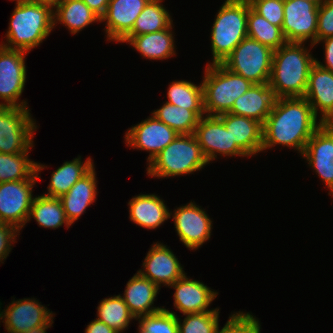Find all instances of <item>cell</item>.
I'll use <instances>...</instances> for the list:
<instances>
[{"mask_svg": "<svg viewBox=\"0 0 333 333\" xmlns=\"http://www.w3.org/2000/svg\"><path fill=\"white\" fill-rule=\"evenodd\" d=\"M202 86L204 110L208 116L228 113L241 95L253 85L249 80L227 69L222 63H207Z\"/></svg>", "mask_w": 333, "mask_h": 333, "instance_id": "8992f818", "label": "cell"}, {"mask_svg": "<svg viewBox=\"0 0 333 333\" xmlns=\"http://www.w3.org/2000/svg\"><path fill=\"white\" fill-rule=\"evenodd\" d=\"M15 1V0H12ZM32 2V0H16L15 3Z\"/></svg>", "mask_w": 333, "mask_h": 333, "instance_id": "681fc988", "label": "cell"}, {"mask_svg": "<svg viewBox=\"0 0 333 333\" xmlns=\"http://www.w3.org/2000/svg\"><path fill=\"white\" fill-rule=\"evenodd\" d=\"M151 114L178 134H194L199 119L206 115L205 110H188L167 102Z\"/></svg>", "mask_w": 333, "mask_h": 333, "instance_id": "4dcf8cb0", "label": "cell"}, {"mask_svg": "<svg viewBox=\"0 0 333 333\" xmlns=\"http://www.w3.org/2000/svg\"><path fill=\"white\" fill-rule=\"evenodd\" d=\"M85 333H118L103 322L94 319L87 325Z\"/></svg>", "mask_w": 333, "mask_h": 333, "instance_id": "ee69618b", "label": "cell"}, {"mask_svg": "<svg viewBox=\"0 0 333 333\" xmlns=\"http://www.w3.org/2000/svg\"><path fill=\"white\" fill-rule=\"evenodd\" d=\"M62 0H32L34 3L45 4L51 6L53 9L61 2Z\"/></svg>", "mask_w": 333, "mask_h": 333, "instance_id": "7dc6e473", "label": "cell"}, {"mask_svg": "<svg viewBox=\"0 0 333 333\" xmlns=\"http://www.w3.org/2000/svg\"><path fill=\"white\" fill-rule=\"evenodd\" d=\"M273 53L271 48L247 36L222 64L252 84L269 83Z\"/></svg>", "mask_w": 333, "mask_h": 333, "instance_id": "52a82bcc", "label": "cell"}, {"mask_svg": "<svg viewBox=\"0 0 333 333\" xmlns=\"http://www.w3.org/2000/svg\"><path fill=\"white\" fill-rule=\"evenodd\" d=\"M1 305L0 302V320H3L8 333H25L48 322L55 315L35 298L13 299L3 310Z\"/></svg>", "mask_w": 333, "mask_h": 333, "instance_id": "2e32d148", "label": "cell"}, {"mask_svg": "<svg viewBox=\"0 0 333 333\" xmlns=\"http://www.w3.org/2000/svg\"><path fill=\"white\" fill-rule=\"evenodd\" d=\"M306 1H309V2H312L314 3L316 6H321L326 0H306Z\"/></svg>", "mask_w": 333, "mask_h": 333, "instance_id": "c3c4849f", "label": "cell"}, {"mask_svg": "<svg viewBox=\"0 0 333 333\" xmlns=\"http://www.w3.org/2000/svg\"><path fill=\"white\" fill-rule=\"evenodd\" d=\"M194 136L209 163L217 158V154L248 158L236 142H232L229 130L218 116H202L195 128Z\"/></svg>", "mask_w": 333, "mask_h": 333, "instance_id": "7c38bea8", "label": "cell"}, {"mask_svg": "<svg viewBox=\"0 0 333 333\" xmlns=\"http://www.w3.org/2000/svg\"><path fill=\"white\" fill-rule=\"evenodd\" d=\"M247 33L248 37L271 48L273 51L278 50L286 43L282 29L272 25L251 6L248 9Z\"/></svg>", "mask_w": 333, "mask_h": 333, "instance_id": "d6a6232c", "label": "cell"}, {"mask_svg": "<svg viewBox=\"0 0 333 333\" xmlns=\"http://www.w3.org/2000/svg\"><path fill=\"white\" fill-rule=\"evenodd\" d=\"M305 43L286 42L273 53L269 85L279 98L304 97L310 70L316 63Z\"/></svg>", "mask_w": 333, "mask_h": 333, "instance_id": "7a4b0ae2", "label": "cell"}, {"mask_svg": "<svg viewBox=\"0 0 333 333\" xmlns=\"http://www.w3.org/2000/svg\"><path fill=\"white\" fill-rule=\"evenodd\" d=\"M217 333H244V312H235L229 316L228 321Z\"/></svg>", "mask_w": 333, "mask_h": 333, "instance_id": "60d3db41", "label": "cell"}, {"mask_svg": "<svg viewBox=\"0 0 333 333\" xmlns=\"http://www.w3.org/2000/svg\"><path fill=\"white\" fill-rule=\"evenodd\" d=\"M35 219L40 227L57 229L64 224L67 229L71 226L68 221L60 198L45 195L35 196L30 208L27 222Z\"/></svg>", "mask_w": 333, "mask_h": 333, "instance_id": "f546056e", "label": "cell"}, {"mask_svg": "<svg viewBox=\"0 0 333 333\" xmlns=\"http://www.w3.org/2000/svg\"><path fill=\"white\" fill-rule=\"evenodd\" d=\"M241 1H245V2H247V3H250V2H252L253 0H241Z\"/></svg>", "mask_w": 333, "mask_h": 333, "instance_id": "f907efd6", "label": "cell"}, {"mask_svg": "<svg viewBox=\"0 0 333 333\" xmlns=\"http://www.w3.org/2000/svg\"><path fill=\"white\" fill-rule=\"evenodd\" d=\"M186 275L185 273L169 286L175 290L174 307L183 315L215 310H208V307L217 297L218 292L203 282L188 278Z\"/></svg>", "mask_w": 333, "mask_h": 333, "instance_id": "d6986e66", "label": "cell"}, {"mask_svg": "<svg viewBox=\"0 0 333 333\" xmlns=\"http://www.w3.org/2000/svg\"><path fill=\"white\" fill-rule=\"evenodd\" d=\"M162 2L163 0H149L127 36H139L168 29L173 20Z\"/></svg>", "mask_w": 333, "mask_h": 333, "instance_id": "1f68e13d", "label": "cell"}, {"mask_svg": "<svg viewBox=\"0 0 333 333\" xmlns=\"http://www.w3.org/2000/svg\"><path fill=\"white\" fill-rule=\"evenodd\" d=\"M100 18L105 14L109 0H82Z\"/></svg>", "mask_w": 333, "mask_h": 333, "instance_id": "f6af8a7d", "label": "cell"}, {"mask_svg": "<svg viewBox=\"0 0 333 333\" xmlns=\"http://www.w3.org/2000/svg\"><path fill=\"white\" fill-rule=\"evenodd\" d=\"M333 197V123H323L307 142L301 155Z\"/></svg>", "mask_w": 333, "mask_h": 333, "instance_id": "9a60e30c", "label": "cell"}, {"mask_svg": "<svg viewBox=\"0 0 333 333\" xmlns=\"http://www.w3.org/2000/svg\"><path fill=\"white\" fill-rule=\"evenodd\" d=\"M317 118L304 97L279 98L263 124L262 152L282 145L302 155L309 139L323 124Z\"/></svg>", "mask_w": 333, "mask_h": 333, "instance_id": "6da1fadb", "label": "cell"}, {"mask_svg": "<svg viewBox=\"0 0 333 333\" xmlns=\"http://www.w3.org/2000/svg\"><path fill=\"white\" fill-rule=\"evenodd\" d=\"M29 153L6 154L0 152V183L26 179H41L40 171L47 168L28 157Z\"/></svg>", "mask_w": 333, "mask_h": 333, "instance_id": "f1b7e54d", "label": "cell"}, {"mask_svg": "<svg viewBox=\"0 0 333 333\" xmlns=\"http://www.w3.org/2000/svg\"><path fill=\"white\" fill-rule=\"evenodd\" d=\"M37 127L30 108L0 106V152L29 153Z\"/></svg>", "mask_w": 333, "mask_h": 333, "instance_id": "ba28073f", "label": "cell"}, {"mask_svg": "<svg viewBox=\"0 0 333 333\" xmlns=\"http://www.w3.org/2000/svg\"><path fill=\"white\" fill-rule=\"evenodd\" d=\"M143 269L137 271L141 276L151 280L157 287H169L181 278L185 271L172 250L163 243L156 242L148 251Z\"/></svg>", "mask_w": 333, "mask_h": 333, "instance_id": "e0dca14e", "label": "cell"}, {"mask_svg": "<svg viewBox=\"0 0 333 333\" xmlns=\"http://www.w3.org/2000/svg\"><path fill=\"white\" fill-rule=\"evenodd\" d=\"M259 320L249 312L244 313V333H261Z\"/></svg>", "mask_w": 333, "mask_h": 333, "instance_id": "7bdbcfd3", "label": "cell"}, {"mask_svg": "<svg viewBox=\"0 0 333 333\" xmlns=\"http://www.w3.org/2000/svg\"><path fill=\"white\" fill-rule=\"evenodd\" d=\"M278 99L275 89L269 83L253 84L247 92L234 101L228 113L249 117L264 124Z\"/></svg>", "mask_w": 333, "mask_h": 333, "instance_id": "44dd1931", "label": "cell"}, {"mask_svg": "<svg viewBox=\"0 0 333 333\" xmlns=\"http://www.w3.org/2000/svg\"><path fill=\"white\" fill-rule=\"evenodd\" d=\"M251 7L272 25L282 27L284 0H253Z\"/></svg>", "mask_w": 333, "mask_h": 333, "instance_id": "74e56055", "label": "cell"}, {"mask_svg": "<svg viewBox=\"0 0 333 333\" xmlns=\"http://www.w3.org/2000/svg\"><path fill=\"white\" fill-rule=\"evenodd\" d=\"M54 29L53 8L34 2L16 3L6 42L0 45L28 52L42 43Z\"/></svg>", "mask_w": 333, "mask_h": 333, "instance_id": "3957f363", "label": "cell"}, {"mask_svg": "<svg viewBox=\"0 0 333 333\" xmlns=\"http://www.w3.org/2000/svg\"><path fill=\"white\" fill-rule=\"evenodd\" d=\"M20 230L13 224L0 223V262L4 263L11 252ZM14 242V243H13ZM12 246V247H11Z\"/></svg>", "mask_w": 333, "mask_h": 333, "instance_id": "ab89813d", "label": "cell"}, {"mask_svg": "<svg viewBox=\"0 0 333 333\" xmlns=\"http://www.w3.org/2000/svg\"><path fill=\"white\" fill-rule=\"evenodd\" d=\"M97 177L93 166L69 191L60 197L66 217L72 225L96 201Z\"/></svg>", "mask_w": 333, "mask_h": 333, "instance_id": "cb8c5ba5", "label": "cell"}, {"mask_svg": "<svg viewBox=\"0 0 333 333\" xmlns=\"http://www.w3.org/2000/svg\"><path fill=\"white\" fill-rule=\"evenodd\" d=\"M149 0H109L101 23L108 41L121 42L132 30L136 18Z\"/></svg>", "mask_w": 333, "mask_h": 333, "instance_id": "ac0fdd59", "label": "cell"}, {"mask_svg": "<svg viewBox=\"0 0 333 333\" xmlns=\"http://www.w3.org/2000/svg\"><path fill=\"white\" fill-rule=\"evenodd\" d=\"M161 288L138 272L127 282L123 296L131 314L138 317L156 313L164 308L154 307V301Z\"/></svg>", "mask_w": 333, "mask_h": 333, "instance_id": "603a6c76", "label": "cell"}, {"mask_svg": "<svg viewBox=\"0 0 333 333\" xmlns=\"http://www.w3.org/2000/svg\"><path fill=\"white\" fill-rule=\"evenodd\" d=\"M167 103L188 110H204L202 82L198 86L191 81L179 80L169 84Z\"/></svg>", "mask_w": 333, "mask_h": 333, "instance_id": "e575fe53", "label": "cell"}, {"mask_svg": "<svg viewBox=\"0 0 333 333\" xmlns=\"http://www.w3.org/2000/svg\"><path fill=\"white\" fill-rule=\"evenodd\" d=\"M173 25L168 29L139 36H126L121 43H128L141 56L149 60H163L176 55Z\"/></svg>", "mask_w": 333, "mask_h": 333, "instance_id": "484cf974", "label": "cell"}, {"mask_svg": "<svg viewBox=\"0 0 333 333\" xmlns=\"http://www.w3.org/2000/svg\"><path fill=\"white\" fill-rule=\"evenodd\" d=\"M207 164L194 134H179L148 164L147 175L168 178L193 174Z\"/></svg>", "mask_w": 333, "mask_h": 333, "instance_id": "277c9868", "label": "cell"}, {"mask_svg": "<svg viewBox=\"0 0 333 333\" xmlns=\"http://www.w3.org/2000/svg\"><path fill=\"white\" fill-rule=\"evenodd\" d=\"M320 42L324 43L325 45L323 47L324 49V56H325V64H322L319 60H316V63L330 71V72H333V36L331 37H327V38H324V39H321L319 41L316 42V44H319Z\"/></svg>", "mask_w": 333, "mask_h": 333, "instance_id": "b9f144b4", "label": "cell"}, {"mask_svg": "<svg viewBox=\"0 0 333 333\" xmlns=\"http://www.w3.org/2000/svg\"><path fill=\"white\" fill-rule=\"evenodd\" d=\"M304 98L320 121L326 124L333 123V72L315 63L310 70ZM318 113H321V117Z\"/></svg>", "mask_w": 333, "mask_h": 333, "instance_id": "ffe728a7", "label": "cell"}, {"mask_svg": "<svg viewBox=\"0 0 333 333\" xmlns=\"http://www.w3.org/2000/svg\"><path fill=\"white\" fill-rule=\"evenodd\" d=\"M96 319L108 325L118 333H122L126 330L132 319L136 320L129 311L121 294L101 300L97 307Z\"/></svg>", "mask_w": 333, "mask_h": 333, "instance_id": "836d02e7", "label": "cell"}, {"mask_svg": "<svg viewBox=\"0 0 333 333\" xmlns=\"http://www.w3.org/2000/svg\"><path fill=\"white\" fill-rule=\"evenodd\" d=\"M53 18L54 28L57 23L62 24L73 35L93 22H101V18L82 0H62L53 9Z\"/></svg>", "mask_w": 333, "mask_h": 333, "instance_id": "4316f807", "label": "cell"}, {"mask_svg": "<svg viewBox=\"0 0 333 333\" xmlns=\"http://www.w3.org/2000/svg\"><path fill=\"white\" fill-rule=\"evenodd\" d=\"M219 313V308H215L213 311L184 314V320L177 316L178 333H217Z\"/></svg>", "mask_w": 333, "mask_h": 333, "instance_id": "d590c367", "label": "cell"}, {"mask_svg": "<svg viewBox=\"0 0 333 333\" xmlns=\"http://www.w3.org/2000/svg\"><path fill=\"white\" fill-rule=\"evenodd\" d=\"M179 134L159 121L154 115L129 128L125 133L126 145L149 152L148 164Z\"/></svg>", "mask_w": 333, "mask_h": 333, "instance_id": "5bb4252c", "label": "cell"}, {"mask_svg": "<svg viewBox=\"0 0 333 333\" xmlns=\"http://www.w3.org/2000/svg\"><path fill=\"white\" fill-rule=\"evenodd\" d=\"M195 202L175 209L172 215L180 241L189 250H196L211 237L212 220Z\"/></svg>", "mask_w": 333, "mask_h": 333, "instance_id": "4fadbf2b", "label": "cell"}, {"mask_svg": "<svg viewBox=\"0 0 333 333\" xmlns=\"http://www.w3.org/2000/svg\"><path fill=\"white\" fill-rule=\"evenodd\" d=\"M333 36V0H326L318 9L316 42Z\"/></svg>", "mask_w": 333, "mask_h": 333, "instance_id": "f35d334b", "label": "cell"}, {"mask_svg": "<svg viewBox=\"0 0 333 333\" xmlns=\"http://www.w3.org/2000/svg\"><path fill=\"white\" fill-rule=\"evenodd\" d=\"M138 333H178L177 314L166 308L138 317Z\"/></svg>", "mask_w": 333, "mask_h": 333, "instance_id": "8d00e7d4", "label": "cell"}, {"mask_svg": "<svg viewBox=\"0 0 333 333\" xmlns=\"http://www.w3.org/2000/svg\"><path fill=\"white\" fill-rule=\"evenodd\" d=\"M318 9L314 3L306 0H284V21L282 33L286 42L316 45Z\"/></svg>", "mask_w": 333, "mask_h": 333, "instance_id": "30bf717a", "label": "cell"}, {"mask_svg": "<svg viewBox=\"0 0 333 333\" xmlns=\"http://www.w3.org/2000/svg\"><path fill=\"white\" fill-rule=\"evenodd\" d=\"M53 319H54V317H52L48 322H46L38 327L32 328L31 330L26 331L25 333H47L46 332L47 329L52 327V323H54Z\"/></svg>", "mask_w": 333, "mask_h": 333, "instance_id": "bcb514c9", "label": "cell"}, {"mask_svg": "<svg viewBox=\"0 0 333 333\" xmlns=\"http://www.w3.org/2000/svg\"><path fill=\"white\" fill-rule=\"evenodd\" d=\"M28 52L9 49L0 45V106L25 107L27 101H19L26 83L25 55Z\"/></svg>", "mask_w": 333, "mask_h": 333, "instance_id": "9c48e42d", "label": "cell"}, {"mask_svg": "<svg viewBox=\"0 0 333 333\" xmlns=\"http://www.w3.org/2000/svg\"><path fill=\"white\" fill-rule=\"evenodd\" d=\"M250 3L225 0L218 10L211 27L212 62L222 63L234 48L248 36L247 17Z\"/></svg>", "mask_w": 333, "mask_h": 333, "instance_id": "5b68a950", "label": "cell"}, {"mask_svg": "<svg viewBox=\"0 0 333 333\" xmlns=\"http://www.w3.org/2000/svg\"><path fill=\"white\" fill-rule=\"evenodd\" d=\"M92 161V158L89 157L82 162L81 156H79L72 161L64 162L58 169L52 172L50 184L47 186L48 192L44 195L60 198L66 194L94 166V162Z\"/></svg>", "mask_w": 333, "mask_h": 333, "instance_id": "83f0119b", "label": "cell"}, {"mask_svg": "<svg viewBox=\"0 0 333 333\" xmlns=\"http://www.w3.org/2000/svg\"><path fill=\"white\" fill-rule=\"evenodd\" d=\"M218 117L223 121L227 130H229L232 142H236L248 156L251 157L262 152V123L249 117L231 113H223L218 115Z\"/></svg>", "mask_w": 333, "mask_h": 333, "instance_id": "7402d4cb", "label": "cell"}, {"mask_svg": "<svg viewBox=\"0 0 333 333\" xmlns=\"http://www.w3.org/2000/svg\"><path fill=\"white\" fill-rule=\"evenodd\" d=\"M38 179L0 183V223L15 225L21 230L27 223Z\"/></svg>", "mask_w": 333, "mask_h": 333, "instance_id": "8fae6325", "label": "cell"}, {"mask_svg": "<svg viewBox=\"0 0 333 333\" xmlns=\"http://www.w3.org/2000/svg\"><path fill=\"white\" fill-rule=\"evenodd\" d=\"M128 205L130 221L150 230L161 226L172 215L165 201L155 194H139Z\"/></svg>", "mask_w": 333, "mask_h": 333, "instance_id": "d4e9b609", "label": "cell"}]
</instances>
